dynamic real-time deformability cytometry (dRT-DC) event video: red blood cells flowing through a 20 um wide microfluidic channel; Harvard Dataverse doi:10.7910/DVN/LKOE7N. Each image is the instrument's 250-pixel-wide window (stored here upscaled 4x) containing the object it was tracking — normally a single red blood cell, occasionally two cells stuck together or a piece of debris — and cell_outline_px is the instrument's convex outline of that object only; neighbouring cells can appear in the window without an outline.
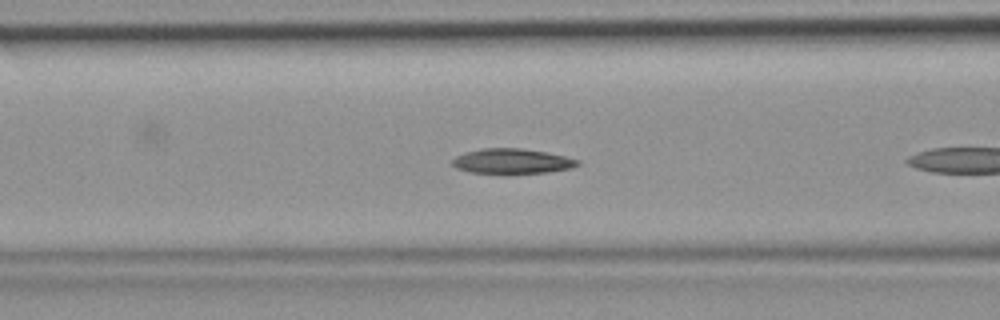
{"species": "common noctule bat (a hibernating species)", "species_latin": "Nyctalus noctula", "temperature_condition": "room temperature", "stored_images_in_passage": 7, "camera_frame_rate_fps": 3000, "um_per_image_px": 0.085, "animal": {"sex": "female", "body_mass_g": 19.9}, "frame": {"image": 1, "passage_image": 6, "time_ms": 1.667, "image_size_px": [1000, 320], "cell_outline_px": [[580, 164], [572, 168], [548, 172], [508, 176], [504, 176], [468, 172], [456, 168], [452, 164], [452, 160], [456, 156], [464, 152], [484, 148], [520, 148], [544, 152], [564, 156], [580, 160]], "centroid_in_image_um": [43.49, 13.75], "position_along_channel_um": 123.1, "area_um2": 19.07}}